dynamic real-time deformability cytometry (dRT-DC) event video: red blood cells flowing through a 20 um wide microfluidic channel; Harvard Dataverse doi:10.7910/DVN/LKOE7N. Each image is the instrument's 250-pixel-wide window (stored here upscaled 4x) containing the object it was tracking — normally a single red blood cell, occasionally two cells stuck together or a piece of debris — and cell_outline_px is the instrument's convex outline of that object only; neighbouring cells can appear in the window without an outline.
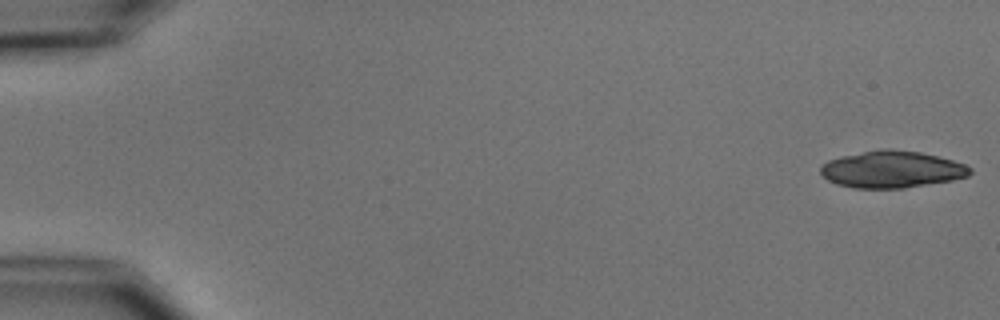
{"species": "common noctule bat (a hibernating species)", "species_latin": "Nyctalus noctula", "temperature_condition": "cold", "stored_images_in_passage": 9, "camera_frame_rate_fps": 3000, "um_per_image_px": 0.085, "animal": {"sex": "male", "body_mass_g": 15.6}, "frame": {"image": 1, "passage_image": 1, "time_ms": 0.0, "image_size_px": [1000, 320], "cell_outline_px": [[972, 172], [968, 176], [952, 180], [904, 188], [852, 188], [836, 184], [828, 180], [820, 172], [820, 168], [828, 160], [844, 156], [864, 152], [920, 152], [952, 160], [964, 164], [972, 168]], "centroid_in_image_um": [75.82, 14.45], "position_along_channel_um": 9.2, "area_um2": 31.04}}
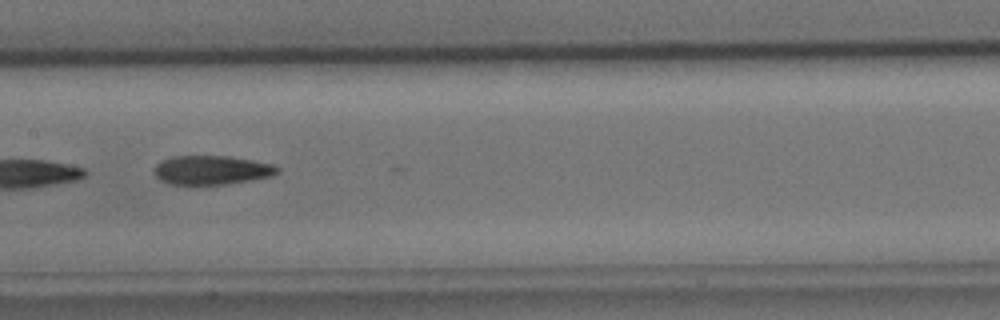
{"frame": {"image": 2, "passage_image": 8, "time_ms": 9.0, "image_size_px": [1000, 320], "cell_outline_px": [[280, 172], [272, 176], [252, 180], [228, 184], [168, 184], [160, 180], [152, 172], [156, 164], [160, 160], [172, 156], [228, 156], [252, 160], [272, 164], [280, 168]], "centroid_in_image_um": [17.97, 14.45], "position_along_channel_um": 189.4, "area_um2": 21.04}}